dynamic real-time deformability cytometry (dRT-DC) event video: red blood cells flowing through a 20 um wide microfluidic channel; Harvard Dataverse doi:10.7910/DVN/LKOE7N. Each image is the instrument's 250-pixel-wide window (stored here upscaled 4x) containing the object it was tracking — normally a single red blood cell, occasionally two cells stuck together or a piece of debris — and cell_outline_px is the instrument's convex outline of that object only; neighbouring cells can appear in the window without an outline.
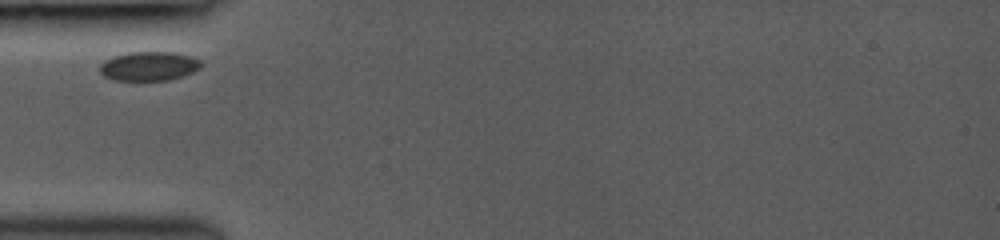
{"species": "common noctule bat (a hibernating species)", "species_latin": "Nyctalus noctula", "temperature_condition": "room temperature", "stored_images_in_passage": 50, "camera_frame_rate_fps": 3000, "um_per_image_px": 0.085, "animal": {"sex": "female", "body_mass_g": 19.0, "forearm_length_mm": 53.3}, "frame": {"image": 1, "passage_image": 1, "time_ms": 0.0, "image_size_px": [1000, 240], "cell_outline_px": [[204, 64], [200, 68], [192, 72], [168, 80], [116, 80], [104, 76], [100, 72], [100, 64], [104, 60], [112, 56], [128, 52], [176, 52], [192, 56], [200, 60]], "centroid_in_image_um": [12.67, 5.6], "position_along_channel_um": 72.3, "area_um2": 17.28}}
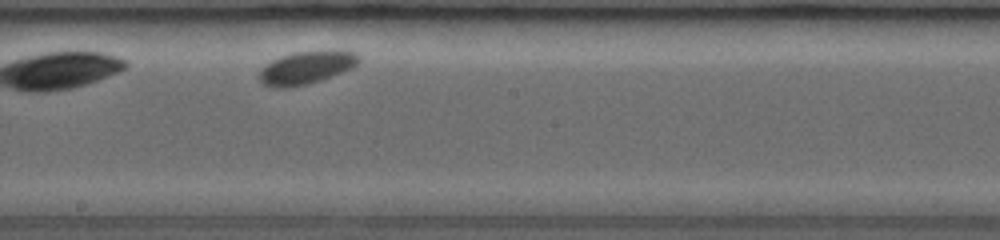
{"frame": {"image": 2, "passage_image": 24, "time_ms": 4.0, "image_size_px": [1000, 240], "cell_outline_px": [[360, 60], [352, 68], [320, 80], [308, 84], [288, 88], [272, 88], [264, 84], [260, 80], [260, 72], [264, 64], [280, 56], [292, 52], [320, 48], [356, 52], [360, 56]], "centroid_in_image_um": [26.05, 5.71], "position_along_channel_um": 222.2, "area_um2": 19.59}}
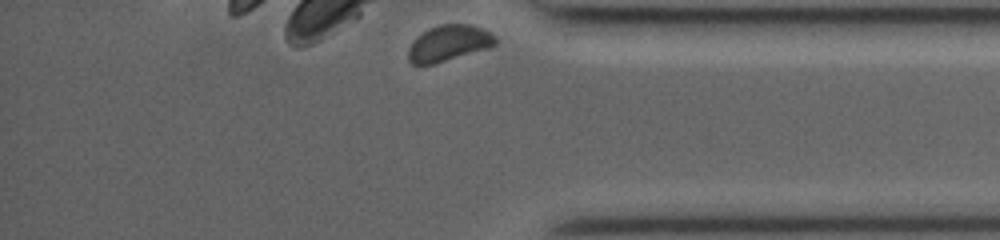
{"frame": {"image": 3, "passage_image": 49, "time_ms": 8.667, "image_size_px": [1000, 240], "cell_outline_px": [[496, 44], [488, 48], [432, 64], [412, 64], [408, 60], [408, 48], [424, 32], [440, 24], [472, 24], [492, 32], [496, 36]], "centroid_in_image_um": [38.2, 3.66], "position_along_channel_um": 397.0, "area_um2": 17.92}}